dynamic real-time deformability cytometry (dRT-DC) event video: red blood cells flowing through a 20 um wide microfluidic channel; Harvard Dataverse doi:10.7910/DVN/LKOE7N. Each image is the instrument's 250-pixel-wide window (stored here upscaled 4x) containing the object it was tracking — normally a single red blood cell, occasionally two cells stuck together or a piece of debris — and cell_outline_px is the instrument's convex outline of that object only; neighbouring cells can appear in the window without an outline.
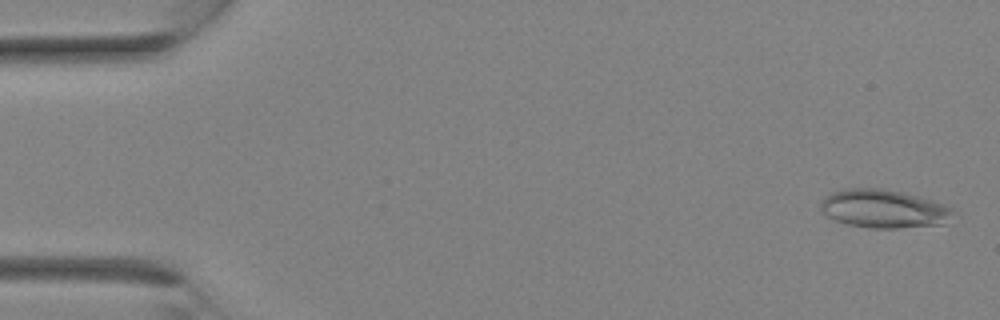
{"species": "Egyptian fruit bat (a non-hibernating species)", "species_latin": "Rousettus aegyptiacus", "temperature_condition": "room temperature", "stored_images_in_passage": 10, "camera_frame_rate_fps": 3000, "um_per_image_px": 0.085, "animal": {"sex": "female"}, "frame": {"image": 1, "passage_image": 1, "time_ms": 0.0, "image_size_px": [1000, 320], "cell_outline_px": [[956, 212], [944, 224], [896, 228], [868, 228], [848, 224], [836, 220], [820, 212], [820, 204], [824, 196], [832, 192], [844, 188], [880, 188], [900, 192], [932, 200], [944, 204], [952, 208]], "centroid_in_image_um": [75.09, 17.74], "position_along_channel_um": 9.9, "area_um2": 29.65}}
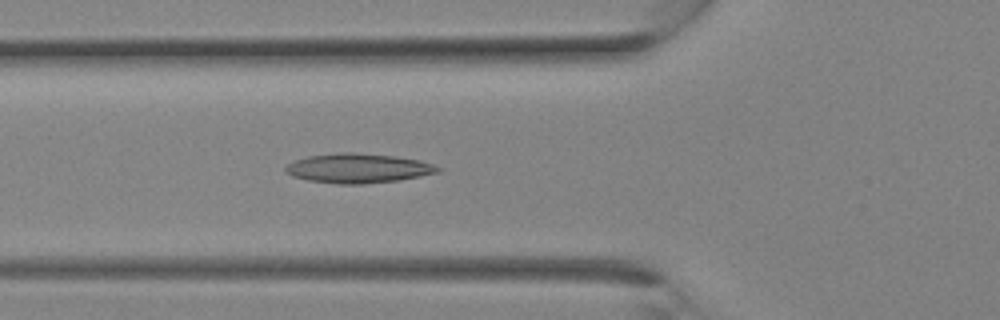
{"frame": {"image": 2, "passage_image": 10, "time_ms": 3.0, "image_size_px": [1000, 320], "cell_outline_px": [[440, 172], [400, 180], [364, 184], [336, 184], [308, 180], [292, 176], [284, 172], [284, 168], [288, 164], [296, 160], [308, 156], [340, 152], [352, 152], [396, 156], [420, 160], [432, 164], [440, 168]], "centroid_in_image_um": [30.43, 14.3], "position_along_channel_um": 95.4, "area_um2": 26.24}}